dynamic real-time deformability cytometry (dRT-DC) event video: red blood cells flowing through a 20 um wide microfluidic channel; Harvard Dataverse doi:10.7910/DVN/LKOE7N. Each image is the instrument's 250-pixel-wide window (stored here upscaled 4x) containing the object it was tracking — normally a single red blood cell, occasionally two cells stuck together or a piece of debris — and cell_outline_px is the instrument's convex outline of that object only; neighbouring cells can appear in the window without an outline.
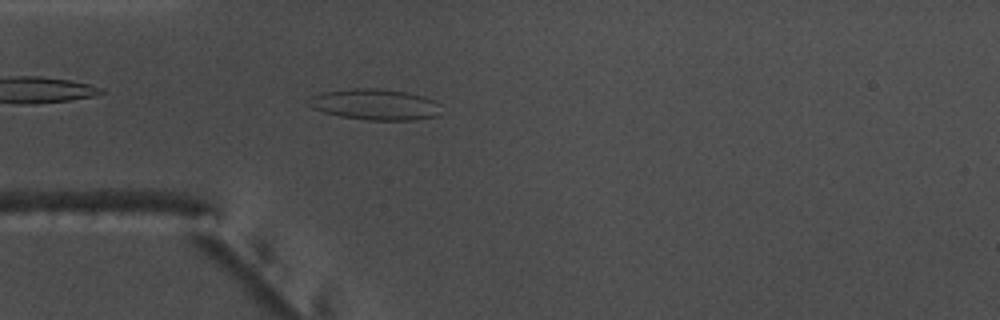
{"species": "common noctule bat (a hibernating species)", "species_latin": "Nyctalus noctula", "temperature_condition": "warm", "stored_images_in_passage": 53, "camera_frame_rate_fps": 3000, "um_per_image_px": 0.085, "animal": {"sex": "male", "body_mass_g": 17.5, "forearm_length_mm": 52.3}, "frame": {"image": 1, "passage_image": 14, "time_ms": 4.333, "image_size_px": [1000, 320], "cell_outline_px": [[440, 116], [416, 120], [368, 120], [340, 116], [324, 112], [312, 108], [304, 104], [304, 100], [308, 96], [320, 92], [352, 88], [380, 88], [408, 92], [432, 100]], "centroid_in_image_um": [31.73, 8.87], "position_along_channel_um": 53.3, "area_um2": 24.1}}
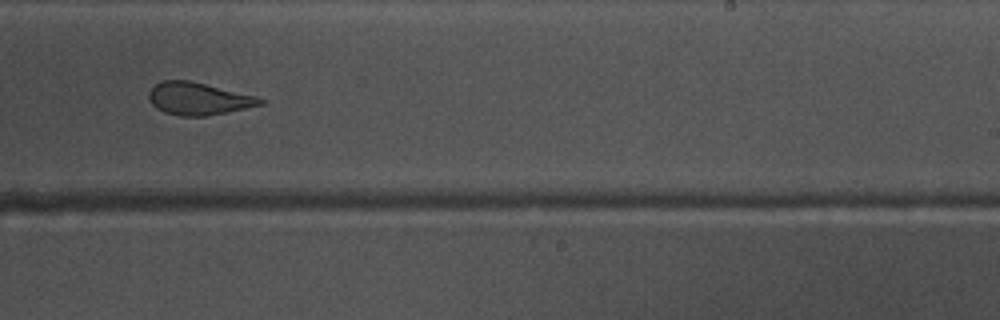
{"frame": {"image": 2, "passage_image": 32, "time_ms": 10.333, "image_size_px": [1000, 320], "cell_outline_px": [[264, 104], [204, 116], [180, 116], [164, 112], [156, 108], [148, 100], [148, 92], [160, 80], [188, 80], [256, 96], [264, 100]], "centroid_in_image_um": [16.81, 8.38], "position_along_channel_um": 272.2, "area_um2": 20.81}}
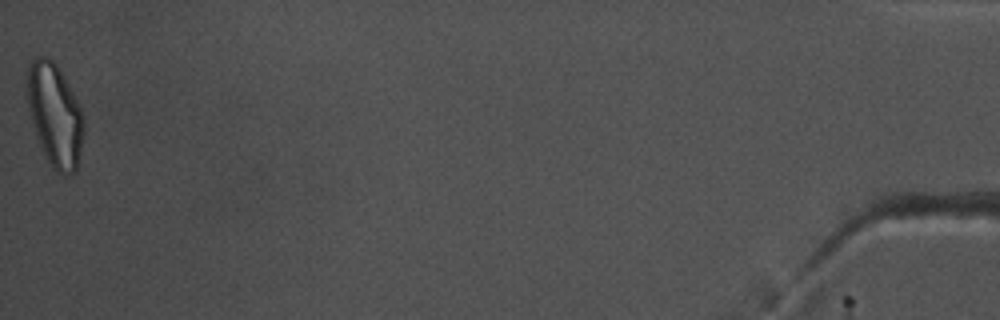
{"frame": {"image": 3, "passage_image": 53, "time_ms": 17.333, "image_size_px": [1000, 320], "cell_outline_px": [[84, 132], [80, 152], [76, 168], [72, 172], [64, 176], [56, 172], [52, 168], [44, 156], [36, 136], [28, 108], [28, 60], [36, 56], [48, 56], [56, 64], [76, 100], [84, 116]], "centroid_in_image_um": [4.65, 9.79], "position_along_channel_um": 430.6, "area_um2": 33.76}, "authors_computed_cell_mechanics": {"area_um2": 24.3338, "velocity_mm_per_s": 3.7518, "shape_relaxation_time_tau1_ms": null, "shape_relaxation_time_tau2_ms": 1.935, "deformation_change_tau1": null, "deformation_change_tau2": 0.1043}}